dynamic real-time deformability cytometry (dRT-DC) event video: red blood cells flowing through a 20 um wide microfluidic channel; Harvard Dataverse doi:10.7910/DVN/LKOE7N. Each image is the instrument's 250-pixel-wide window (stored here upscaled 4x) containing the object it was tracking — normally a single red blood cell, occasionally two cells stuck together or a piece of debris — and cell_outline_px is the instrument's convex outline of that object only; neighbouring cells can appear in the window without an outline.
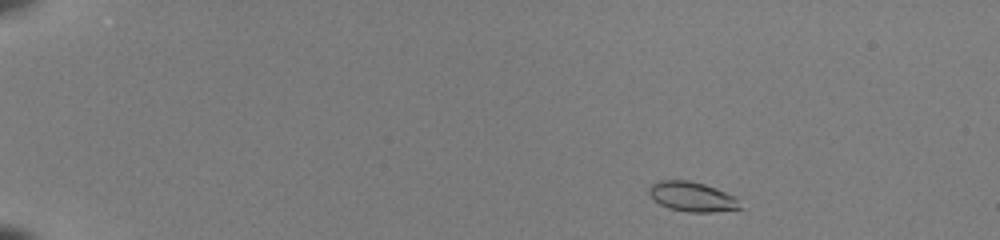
{"species": "common noctule bat (a hibernating species)", "species_latin": "Nyctalus noctula", "temperature_condition": "room temperature", "stored_images_in_passage": 46, "camera_frame_rate_fps": 3000, "um_per_image_px": 0.085, "animal": {"sex": "female", "body_mass_g": 22.0, "forearm_length_mm": 56.7}, "frame": {"image": 1, "passage_image": 2, "time_ms": 0.333, "image_size_px": [1000, 240], "cell_outline_px": [[744, 208], [712, 212], [688, 212], [668, 208], [660, 204], [648, 192], [648, 188], [656, 180], [688, 180], [704, 184], [716, 188], [736, 196]], "centroid_in_image_um": [58.86, 16.71], "position_along_channel_um": 26.1, "area_um2": 15.9}}
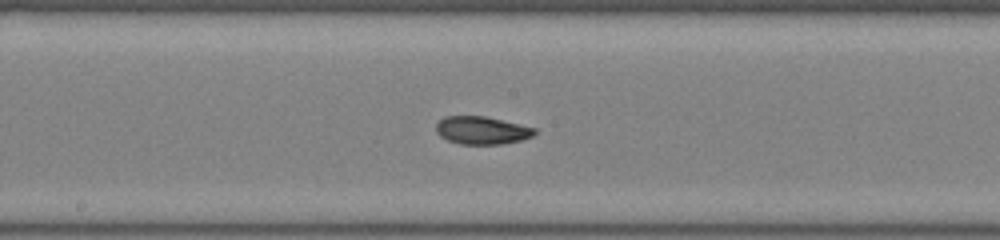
{"frame": {"image": 2, "passage_image": 24, "time_ms": 7.667, "image_size_px": [1000, 240], "cell_outline_px": [[536, 132], [532, 136], [520, 140], [500, 144], [460, 144], [448, 140], [440, 136], [436, 132], [436, 124], [444, 116], [484, 116], [520, 124], [536, 128]], "centroid_in_image_um": [40.94, 11.07], "position_along_channel_um": 207.3, "area_um2": 15.9}}
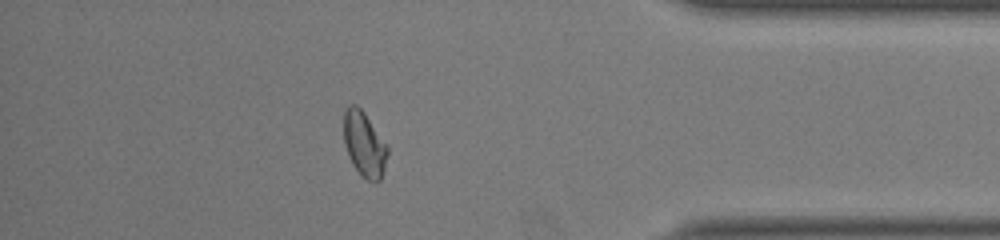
{"frame": {"image": 3, "passage_image": 40, "time_ms": 13.0, "image_size_px": [1000, 240], "cell_outline_px": [[388, 152], [384, 168], [380, 180], [376, 184], [360, 176], [352, 164], [348, 156], [344, 144], [344, 108], [348, 104], [356, 104], [364, 112], [388, 144]], "centroid_in_image_um": [30.96, 12.26], "position_along_channel_um": 404.2, "area_um2": 16.99}}